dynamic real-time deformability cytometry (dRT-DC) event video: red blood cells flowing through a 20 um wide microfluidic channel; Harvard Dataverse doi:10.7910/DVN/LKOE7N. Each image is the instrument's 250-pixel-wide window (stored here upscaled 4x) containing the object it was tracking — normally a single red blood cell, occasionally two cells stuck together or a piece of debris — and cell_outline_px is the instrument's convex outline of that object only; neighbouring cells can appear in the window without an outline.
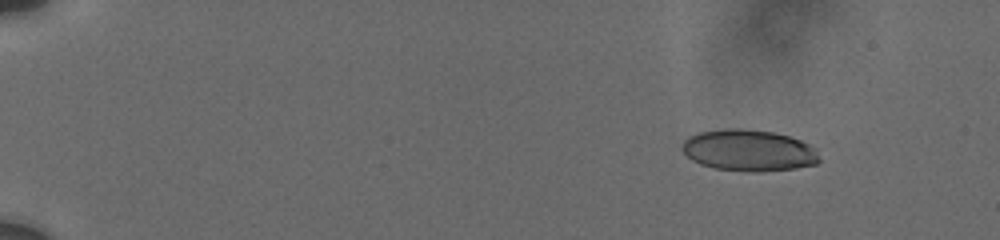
{"species": "human", "species_latin": "Homo sapiens", "temperature_condition": "cold", "stored_images_in_passage": 8, "camera_frame_rate_fps": 3000, "um_per_image_px": 0.085, "donor": {"sex": "male"}, "frame": {"image": 1, "passage_image": 3, "time_ms": 2.333, "image_size_px": [1000, 240], "cell_outline_px": [[820, 160], [816, 164], [796, 168], [760, 172], [752, 172], [716, 168], [700, 164], [692, 160], [680, 148], [684, 140], [688, 136], [700, 132], [724, 128], [744, 128], [776, 132], [800, 140], [808, 144], [816, 152]], "centroid_in_image_um": [63.61, 12.77], "position_along_channel_um": 21.4, "area_um2": 33.23}}
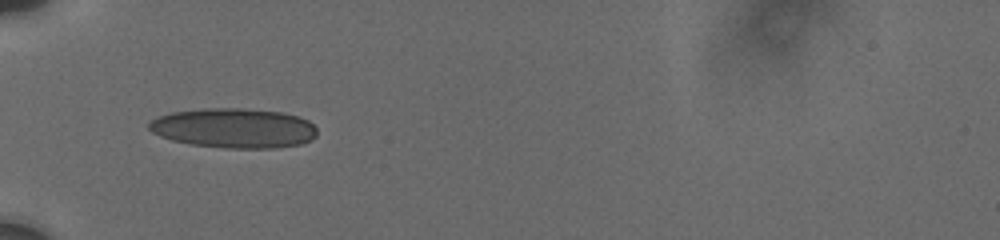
{"frame": {"image": 2, "passage_image": 7, "time_ms": 7.0, "image_size_px": [1000, 240], "cell_outline_px": [[316, 136], [300, 144], [276, 148], [228, 148], [192, 144], [172, 140], [160, 136], [152, 132], [148, 128], [148, 124], [156, 116], [172, 112], [204, 108], [240, 108], [284, 112], [300, 116], [308, 120], [316, 128]], "centroid_in_image_um": [19.88, 10.88], "position_along_channel_um": 65.1, "area_um2": 39.02}}